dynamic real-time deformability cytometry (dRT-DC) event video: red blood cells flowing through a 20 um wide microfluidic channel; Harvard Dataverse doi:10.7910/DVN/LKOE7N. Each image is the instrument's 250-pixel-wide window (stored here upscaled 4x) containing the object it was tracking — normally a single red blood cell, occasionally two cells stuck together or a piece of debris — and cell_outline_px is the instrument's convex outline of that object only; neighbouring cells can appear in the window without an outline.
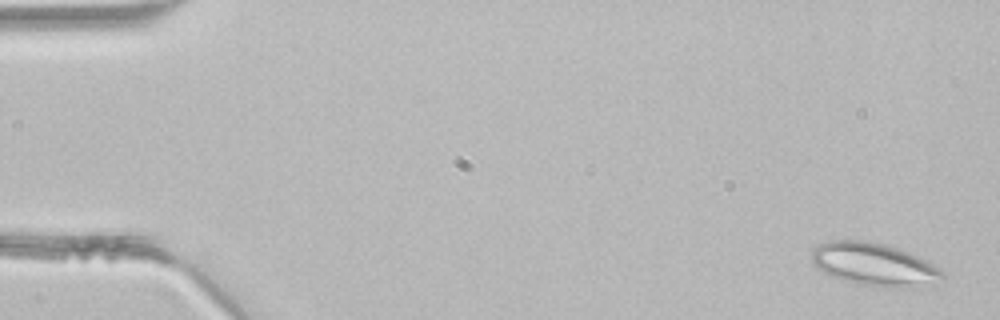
{"species": "common noctule bat (a hibernating species)", "species_latin": "Nyctalus noctula", "temperature_condition": "room temperature", "stored_images_in_passage": 3, "camera_frame_rate_fps": 3000, "um_per_image_px": 0.085, "animal": {"sex": "male", "body_mass_g": 21.5, "forearm_length_mm": 52.0}, "frame": {"image": 1, "passage_image": 3, "time_ms": 0.667, "image_size_px": [1000, 320], "cell_outline_px": [[948, 276], [912, 288], [884, 288], [840, 280], [816, 268], [812, 260], [812, 252], [820, 244], [832, 240], [872, 240], [908, 252], [932, 264], [944, 272]], "centroid_in_image_um": [74.28, 22.48], "position_along_channel_um": 10.7, "area_um2": 32.48}}